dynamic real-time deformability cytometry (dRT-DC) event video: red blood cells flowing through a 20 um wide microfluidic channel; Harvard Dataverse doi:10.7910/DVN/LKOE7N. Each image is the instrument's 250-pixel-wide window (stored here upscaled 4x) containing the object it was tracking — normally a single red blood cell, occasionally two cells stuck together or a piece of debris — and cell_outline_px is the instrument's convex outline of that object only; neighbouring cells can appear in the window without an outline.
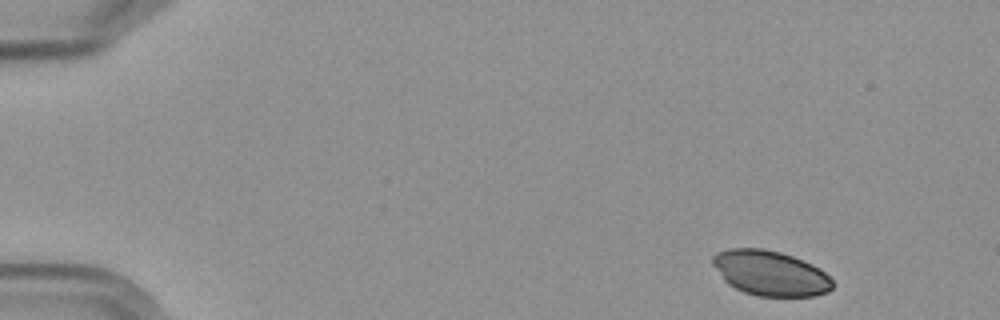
{"species": "Egyptian fruit bat (a non-hibernating species)", "species_latin": "Rousettus aegyptiacus", "temperature_condition": "cold", "stored_images_in_passage": 5, "camera_frame_rate_fps": 3000, "um_per_image_px": 0.085, "frame": {"image": 1, "passage_image": 1, "time_ms": 0.0, "image_size_px": [1000, 320], "cell_outline_px": [[832, 288], [828, 292], [812, 296], [756, 296], [744, 292], [728, 284], [724, 280], [712, 264], [712, 256], [716, 252], [728, 248], [764, 248], [780, 252], [792, 256], [812, 264], [820, 268], [832, 280]], "centroid_in_image_um": [65.45, 23.21], "position_along_channel_um": 19.5, "area_um2": 31.5}}
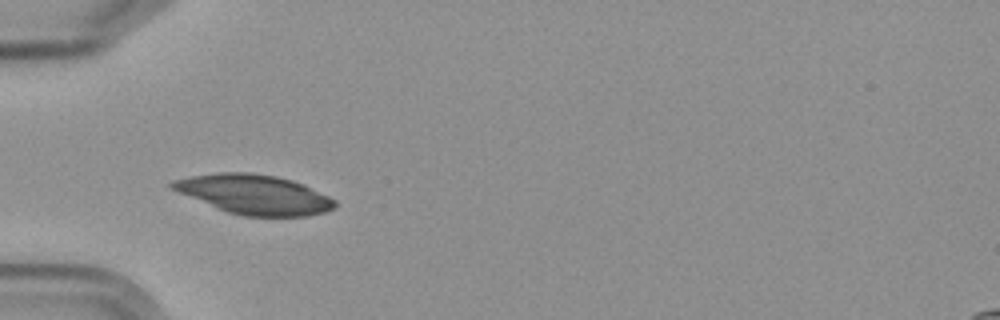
{"frame": {"image": 2, "passage_image": 4, "time_ms": 4.333, "image_size_px": [1000, 320], "cell_outline_px": [[336, 208], [324, 212], [304, 216], [244, 216], [228, 212], [216, 208], [168, 188], [168, 184], [172, 180], [188, 176], [216, 172], [252, 172], [276, 176], [292, 180], [304, 184], [336, 200]], "centroid_in_image_um": [21.57, 16.51], "position_along_channel_um": 63.4, "area_um2": 37.69}}
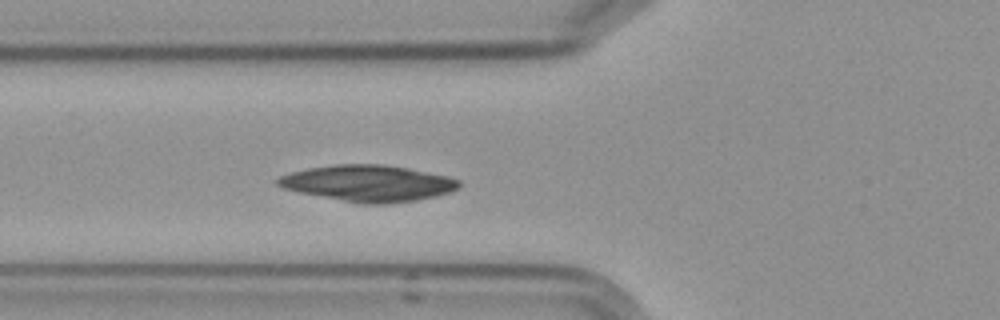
{"frame": {"image": 3, "passage_image": 5, "time_ms": 5.333, "image_size_px": [1000, 320], "cell_outline_px": [[460, 188], [452, 192], [436, 196], [416, 200], [392, 204], [360, 204], [300, 192], [284, 188], [276, 184], [276, 180], [280, 176], [292, 172], [308, 168], [336, 164], [380, 164], [408, 168], [448, 176], [460, 180]], "centroid_in_image_um": [31.34, 15.58], "position_along_channel_um": 94.5, "area_um2": 38.44}}